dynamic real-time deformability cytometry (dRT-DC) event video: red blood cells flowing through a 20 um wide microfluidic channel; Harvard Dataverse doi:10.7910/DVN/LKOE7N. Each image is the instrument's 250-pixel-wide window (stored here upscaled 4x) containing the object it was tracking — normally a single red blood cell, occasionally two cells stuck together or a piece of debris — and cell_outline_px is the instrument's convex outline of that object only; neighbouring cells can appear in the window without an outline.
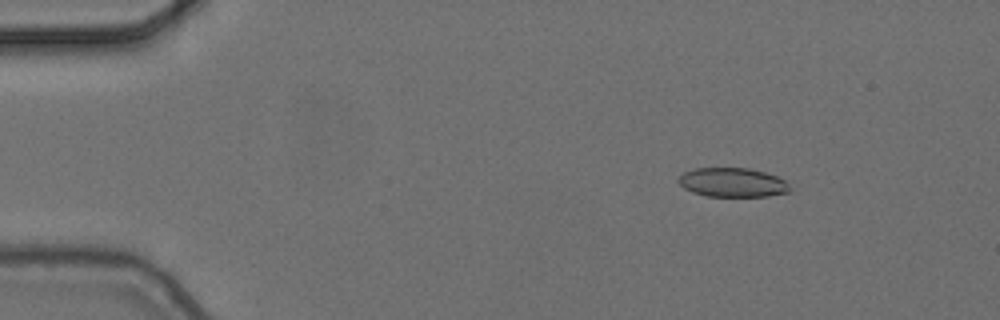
{"species": "common noctule bat (a hibernating species)", "species_latin": "Nyctalus noctula", "temperature_condition": "cold", "stored_images_in_passage": 5, "camera_frame_rate_fps": 3000, "um_per_image_px": 0.085, "animal": {"sex": "female", "body_mass_g": 24.6, "forearm_length_mm": 56.2}, "frame": {"image": 1, "passage_image": 1, "time_ms": 0.0, "image_size_px": [1000, 320], "cell_outline_px": [[788, 192], [768, 196], [708, 196], [692, 192], [684, 188], [676, 180], [684, 172], [696, 168], [748, 168], [764, 172], [776, 176], [784, 180], [788, 184]], "centroid_in_image_um": [62.23, 15.5], "position_along_channel_um": 22.8, "area_um2": 18.73}}
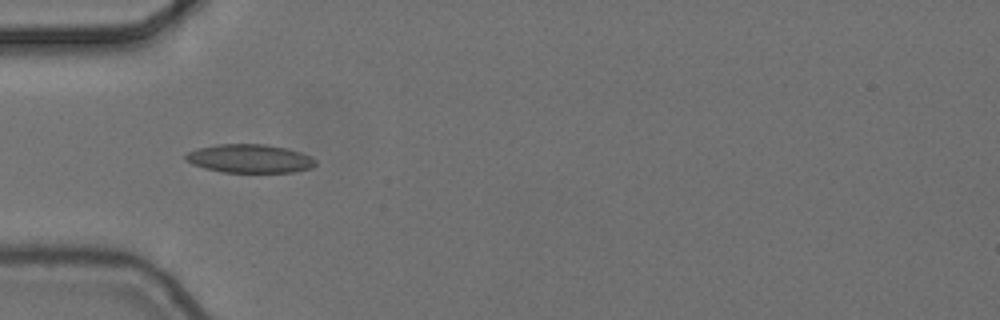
{"frame": {"image": 2, "passage_image": 4, "time_ms": 1.0, "image_size_px": [1000, 320], "cell_outline_px": [[316, 164], [312, 168], [292, 172], [224, 172], [204, 168], [192, 164], [184, 160], [184, 156], [188, 152], [196, 148], [216, 144], [268, 144], [288, 148], [312, 156], [316, 160]], "centroid_in_image_um": [21.22, 13.47], "position_along_channel_um": 63.8, "area_um2": 21.85}}
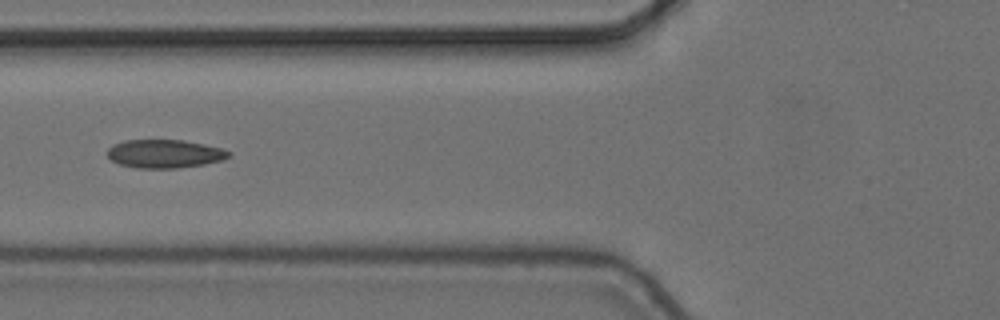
{"frame": {"image": 3, "passage_image": 5, "time_ms": 1.333, "image_size_px": [1000, 320], "cell_outline_px": [[232, 156], [224, 160], [204, 164], [176, 168], [136, 168], [120, 164], [112, 160], [108, 156], [108, 148], [112, 144], [124, 140], [184, 140], [224, 148], [232, 152]], "centroid_in_image_um": [14.04, 13.06], "position_along_channel_um": 111.8, "area_um2": 20.29}}